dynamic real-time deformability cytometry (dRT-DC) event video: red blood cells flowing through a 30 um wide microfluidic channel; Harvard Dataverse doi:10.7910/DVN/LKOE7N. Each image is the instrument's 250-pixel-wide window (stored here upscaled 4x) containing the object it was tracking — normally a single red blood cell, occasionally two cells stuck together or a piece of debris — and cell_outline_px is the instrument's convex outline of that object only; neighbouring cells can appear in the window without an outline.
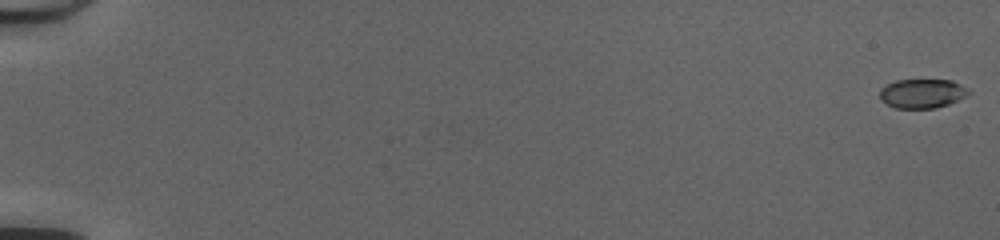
{"species": "common noctule bat (a hibernating species)", "species_latin": "Nyctalus noctula", "temperature_condition": "cold", "stored_images_in_passage": 52, "camera_frame_rate_fps": 3000, "um_per_image_px": 0.085, "animal": {"sex": "female", "body_mass_g": 20.0, "forearm_length_mm": 54.0}, "frame": {"image": 1, "passage_image": 1, "time_ms": 0.0, "image_size_px": [1000, 240], "cell_outline_px": [[972, 92], [968, 96], [948, 104], [936, 108], [896, 108], [880, 100], [880, 88], [896, 80], [952, 80], [968, 88]], "centroid_in_image_um": [78.42, 7.94], "position_along_channel_um": 6.6, "area_um2": 15.2}}
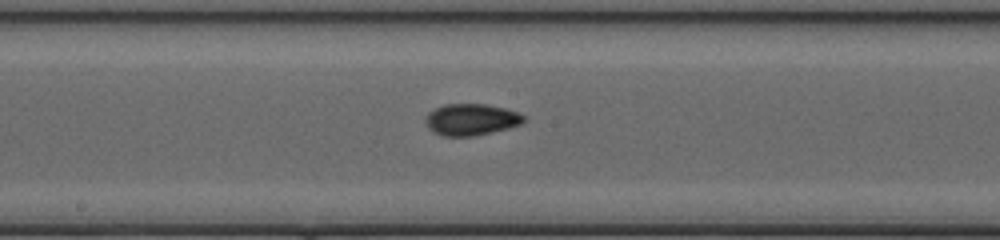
{"frame": {"image": 2, "passage_image": 30, "time_ms": 9.667, "image_size_px": [1000, 240], "cell_outline_px": [[524, 120], [520, 124], [508, 128], [476, 136], [444, 136], [432, 132], [428, 128], [424, 120], [428, 112], [444, 104], [484, 104], [504, 108], [520, 112], [524, 116]], "centroid_in_image_um": [40.02, 10.16], "position_along_channel_um": 208.2, "area_um2": 18.15}}
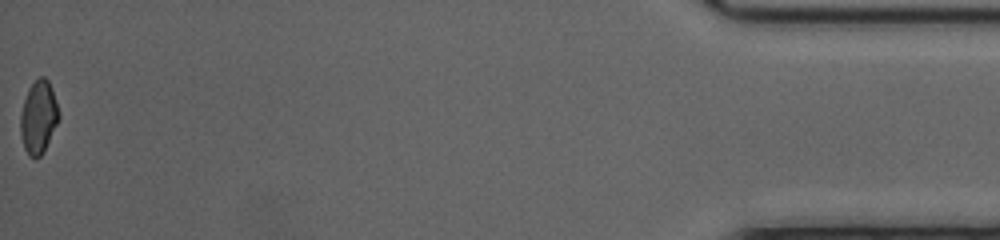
{"frame": {"image": 3, "passage_image": 52, "time_ms": 17.0, "image_size_px": [1000, 240], "cell_outline_px": [[60, 116], [44, 152], [36, 160], [28, 156], [24, 148], [20, 136], [20, 116], [24, 100], [28, 88], [40, 76], [44, 76], [48, 80], [60, 112]], "centroid_in_image_um": [3.26, 10.0], "position_along_channel_um": 431.9, "area_um2": 16.42}, "authors_computed_cell_mechanics": {"area_um2": 16.762, "velocity_mm_per_s": 4.2147, "shape_relaxation_time_tau1_ms": 5.5691, "shape_relaxation_time_tau2_ms": 1.3844, "deformation_change_tau1": 0.141, "deformation_change_tau2": 0.0484}}